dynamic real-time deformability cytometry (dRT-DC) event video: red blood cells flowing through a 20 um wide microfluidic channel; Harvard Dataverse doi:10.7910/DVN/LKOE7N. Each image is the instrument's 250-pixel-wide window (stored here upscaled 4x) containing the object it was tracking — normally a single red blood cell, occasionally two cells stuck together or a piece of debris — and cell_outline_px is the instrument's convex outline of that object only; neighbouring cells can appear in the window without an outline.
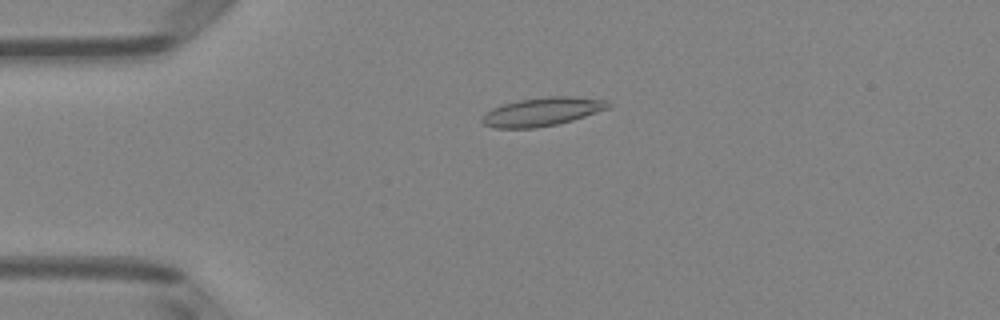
{"species": "Egyptian fruit bat (a non-hibernating species)", "species_latin": "Rousettus aegyptiacus", "temperature_condition": "room temperature", "stored_images_in_passage": 51, "camera_frame_rate_fps": 3000, "um_per_image_px": 0.085, "animal": {"sex": "female"}, "frame": {"image": 1, "passage_image": 12, "time_ms": 3.667, "image_size_px": [1000, 320], "cell_outline_px": [[612, 104], [608, 108], [572, 120], [556, 124], [536, 128], [496, 128], [484, 124], [480, 120], [492, 108], [504, 104], [520, 100], [548, 96], [572, 96], [604, 100]], "centroid_in_image_um": [46.08, 9.49], "position_along_channel_um": 38.9, "area_um2": 20.58}}
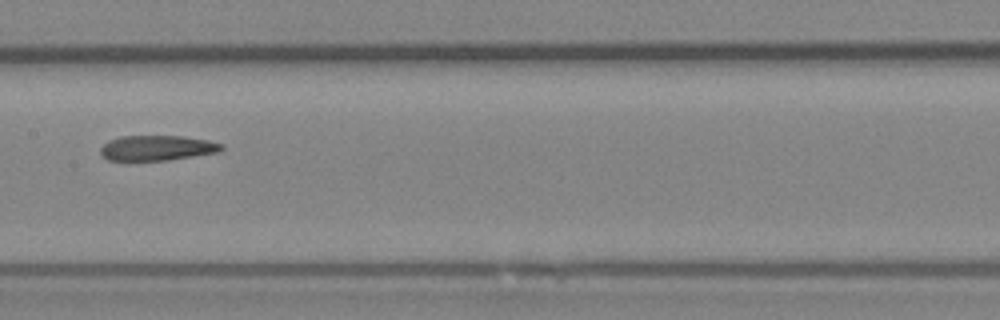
{"frame": {"image": 2, "passage_image": 26, "time_ms": 8.333, "image_size_px": [1000, 320], "cell_outline_px": [[224, 148], [220, 152], [168, 160], [108, 160], [100, 156], [100, 148], [108, 140], [120, 136], [184, 136], [208, 140], [224, 144]], "centroid_in_image_um": [13.36, 12.57], "position_along_channel_um": 194.0, "area_um2": 17.92}}
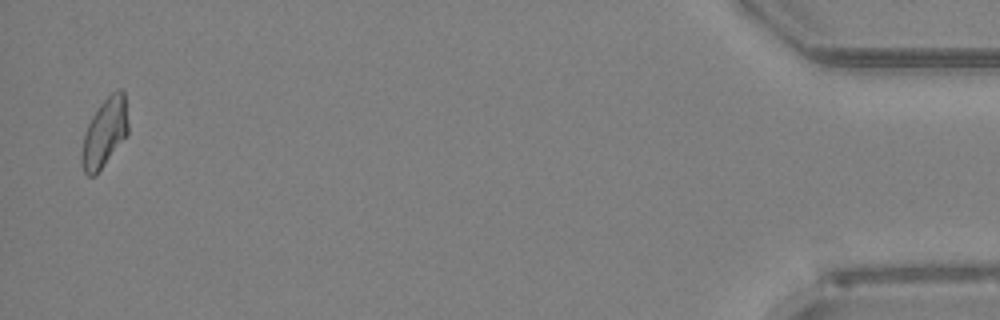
{"frame": {"image": 3, "passage_image": 50, "time_ms": 16.333, "image_size_px": [1000, 320], "cell_outline_px": [[128, 132], [96, 176], [88, 176], [84, 172], [80, 164], [80, 152], [84, 136], [88, 124], [92, 116], [100, 104], [112, 92], [120, 88], [124, 88], [128, 124]], "centroid_in_image_um": [8.87, 11.29], "position_along_channel_um": 426.3, "area_um2": 18.61}, "authors_computed_cell_mechanics": {"area_um2": 18.9584, "velocity_mm_per_s": 3.9978, "shape_relaxation_time_tau1_ms": null, "shape_relaxation_time_tau2_ms": 4.8139, "deformation_change_tau1": null, "deformation_change_tau2": 0.1381}}